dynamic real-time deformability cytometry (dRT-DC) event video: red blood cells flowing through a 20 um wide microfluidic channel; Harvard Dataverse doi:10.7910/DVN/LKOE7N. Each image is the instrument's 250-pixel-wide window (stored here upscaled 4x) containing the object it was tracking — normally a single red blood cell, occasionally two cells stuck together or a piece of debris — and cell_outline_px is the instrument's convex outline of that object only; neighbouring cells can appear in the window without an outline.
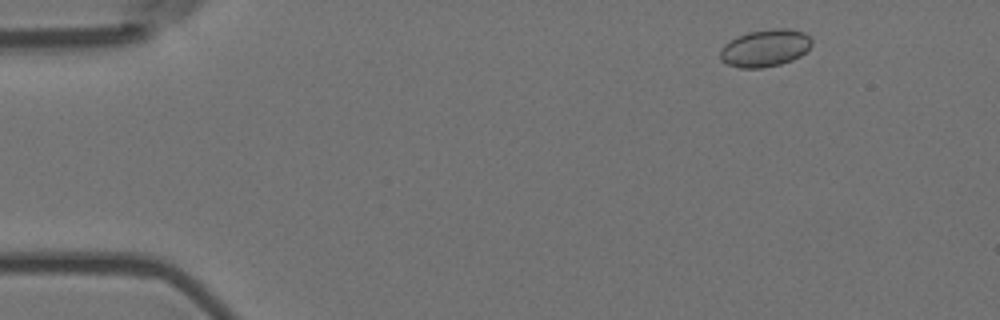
{"species": "Egyptian fruit bat (a non-hibernating species)", "species_latin": "Rousettus aegyptiacus", "temperature_condition": "room temperature", "stored_images_in_passage": 6, "camera_frame_rate_fps": 3000, "um_per_image_px": 0.085, "animal": {"sex": "female"}, "frame": {"image": 1, "passage_image": 2, "time_ms": 0.333, "image_size_px": [1000, 320], "cell_outline_px": [[812, 44], [800, 56], [792, 60], [780, 64], [764, 68], [740, 68], [728, 64], [720, 60], [720, 48], [724, 44], [748, 32], [772, 28], [788, 28], [804, 32], [812, 40]], "centroid_in_image_um": [65.03, 4.09], "position_along_channel_um": 20.0, "area_um2": 19.88}}
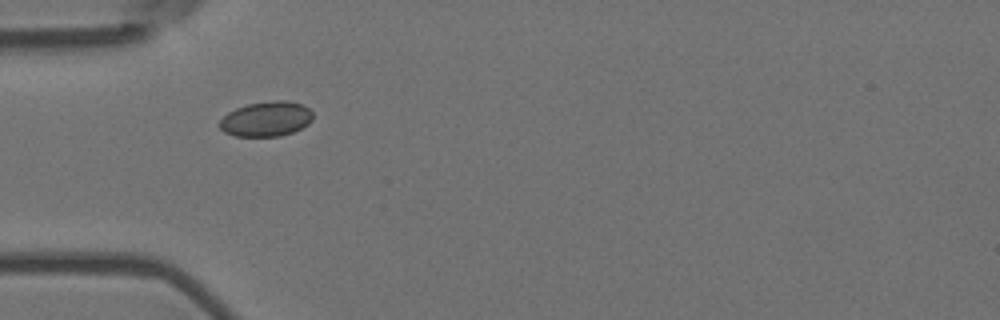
{"frame": {"image": 2, "passage_image": 5, "time_ms": 1.333, "image_size_px": [1000, 320], "cell_outline_px": [[312, 120], [308, 124], [292, 132], [280, 136], [236, 136], [224, 132], [220, 128], [220, 120], [228, 112], [236, 108], [248, 104], [272, 100], [288, 100], [300, 104], [308, 108], [312, 112]], "centroid_in_image_um": [22.63, 10.1], "position_along_channel_um": 62.4, "area_um2": 18.9}}
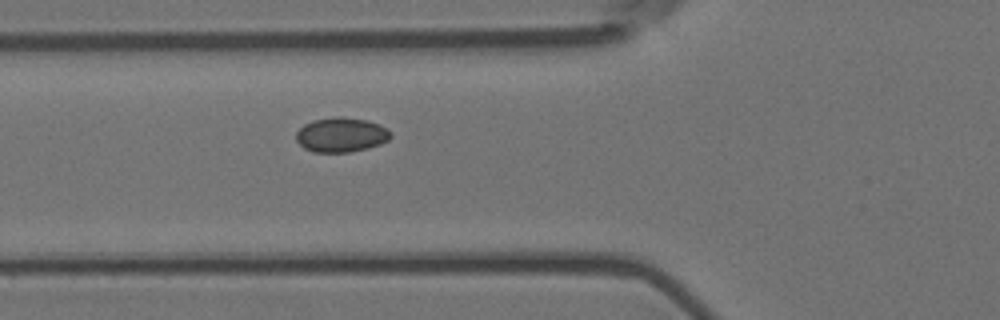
{"frame": {"image": 3, "passage_image": 6, "time_ms": 1.667, "image_size_px": [1000, 320], "cell_outline_px": [[392, 136], [388, 140], [380, 144], [368, 148], [348, 152], [312, 152], [304, 148], [296, 140], [296, 132], [304, 124], [312, 120], [336, 116], [340, 116], [368, 120], [392, 132]], "centroid_in_image_um": [28.98, 11.46], "position_along_channel_um": 96.8, "area_um2": 19.07}}